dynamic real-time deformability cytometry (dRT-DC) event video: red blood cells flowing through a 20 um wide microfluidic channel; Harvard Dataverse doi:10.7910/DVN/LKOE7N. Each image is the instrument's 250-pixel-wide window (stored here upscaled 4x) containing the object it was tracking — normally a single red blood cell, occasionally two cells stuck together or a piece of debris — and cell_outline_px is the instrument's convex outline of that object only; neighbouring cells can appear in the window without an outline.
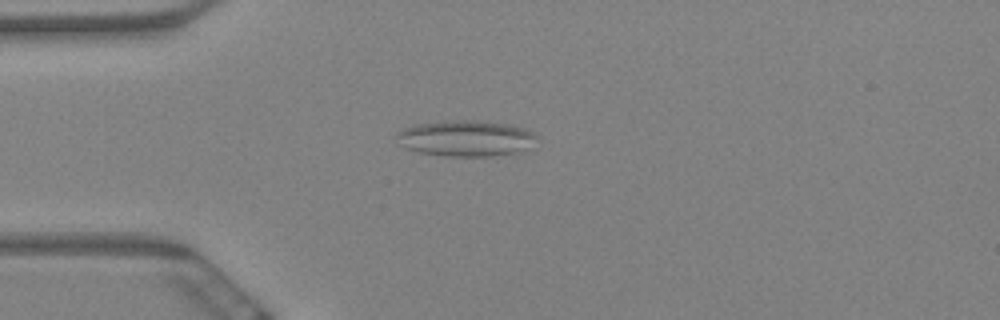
{"species": "Egyptian fruit bat (a non-hibernating species)", "species_latin": "Rousettus aegyptiacus", "temperature_condition": "warm", "stored_images_in_passage": 7, "camera_frame_rate_fps": 3000, "um_per_image_px": 0.085, "animal": {"sex": "female"}, "frame": {"image": 1, "passage_image": 4, "time_ms": 1.0, "image_size_px": [1000, 320], "cell_outline_px": [[536, 136], [524, 148], [516, 152], [492, 156], [444, 156], [420, 152], [404, 148], [396, 144], [396, 132], [412, 124], [444, 120], [476, 120], [508, 124], [524, 128], [532, 132]], "centroid_in_image_um": [39.44, 11.74], "position_along_channel_um": 45.6, "area_um2": 29.36}}